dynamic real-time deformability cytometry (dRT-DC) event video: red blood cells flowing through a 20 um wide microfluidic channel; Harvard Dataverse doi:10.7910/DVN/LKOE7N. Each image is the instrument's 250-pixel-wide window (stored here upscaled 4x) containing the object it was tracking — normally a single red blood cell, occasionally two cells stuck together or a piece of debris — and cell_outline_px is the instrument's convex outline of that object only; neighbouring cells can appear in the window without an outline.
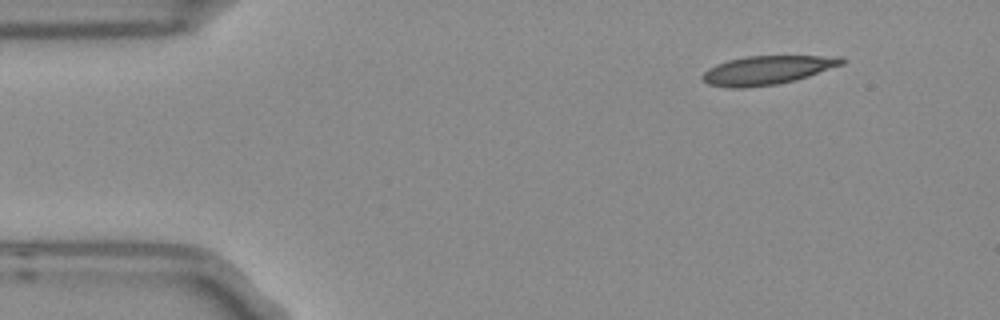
{"species": "Egyptian fruit bat (a non-hibernating species)", "species_latin": "Rousettus aegyptiacus", "temperature_condition": "room temperature", "stored_images_in_passage": 3, "camera_frame_rate_fps": 3000, "um_per_image_px": 0.085, "frame": {"image": 1, "passage_image": 1, "time_ms": 0.0, "image_size_px": [1000, 320], "cell_outline_px": [[848, 60], [844, 64], [808, 76], [776, 84], [744, 88], [732, 88], [708, 84], [700, 76], [708, 68], [716, 64], [728, 60], [744, 56], [844, 56]], "centroid_in_image_um": [65.23, 5.95], "position_along_channel_um": 19.8, "area_um2": 23.35}}